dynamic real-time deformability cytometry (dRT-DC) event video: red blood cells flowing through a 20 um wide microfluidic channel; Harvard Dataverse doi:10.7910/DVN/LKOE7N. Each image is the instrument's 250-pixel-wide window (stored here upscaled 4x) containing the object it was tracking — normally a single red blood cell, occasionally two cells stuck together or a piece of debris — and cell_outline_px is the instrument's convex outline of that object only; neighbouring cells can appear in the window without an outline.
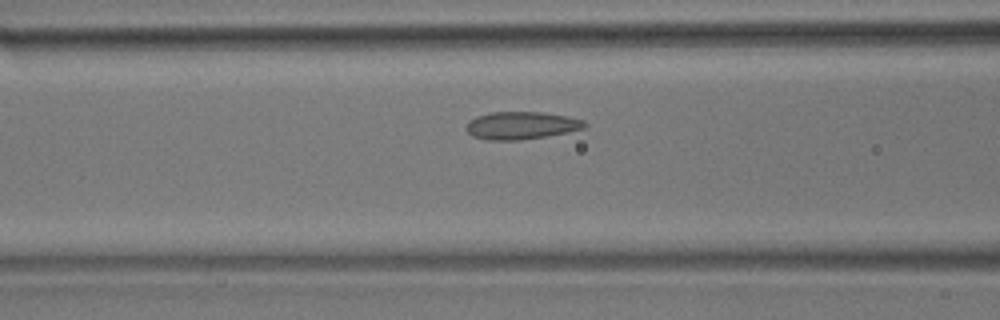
{"species": "common noctule bat (a hibernating species)", "species_latin": "Nyctalus noctula", "temperature_condition": "room temperature", "stored_images_in_passage": 31, "camera_frame_rate_fps": 3000, "um_per_image_px": 0.085, "animal": {"sex": "male", "body_mass_g": 17.9}, "frame": {"image": 1, "passage_image": 10, "time_ms": 3.0, "image_size_px": [1000, 320], "cell_outline_px": [[588, 124], [584, 128], [568, 132], [520, 140], [484, 140], [472, 136], [464, 128], [468, 120], [476, 116], [492, 112], [540, 112], [568, 116], [584, 120]], "centroid_in_image_um": [44.27, 10.66], "position_along_channel_um": 122.3, "area_um2": 19.19}}
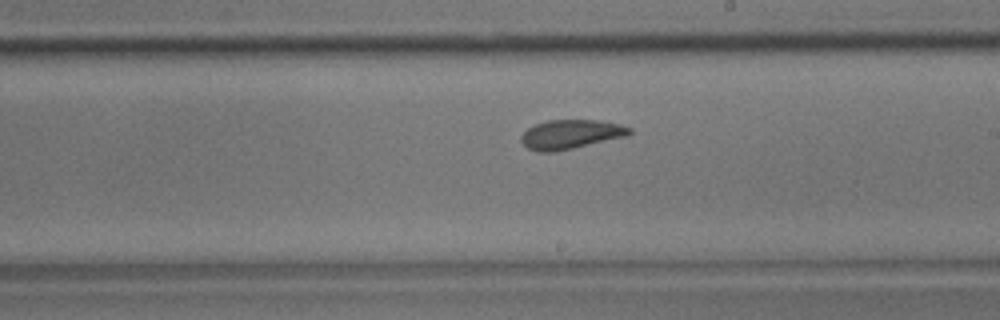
{"frame": {"image": 2, "passage_image": 19, "time_ms": 6.0, "image_size_px": [1000, 320], "cell_outline_px": [[632, 132], [628, 136], [556, 152], [536, 152], [528, 148], [520, 140], [520, 136], [528, 128], [536, 124], [548, 120], [600, 120], [620, 124], [632, 128]], "centroid_in_image_um": [48.53, 11.42], "position_along_channel_um": 240.5, "area_um2": 18.61}}
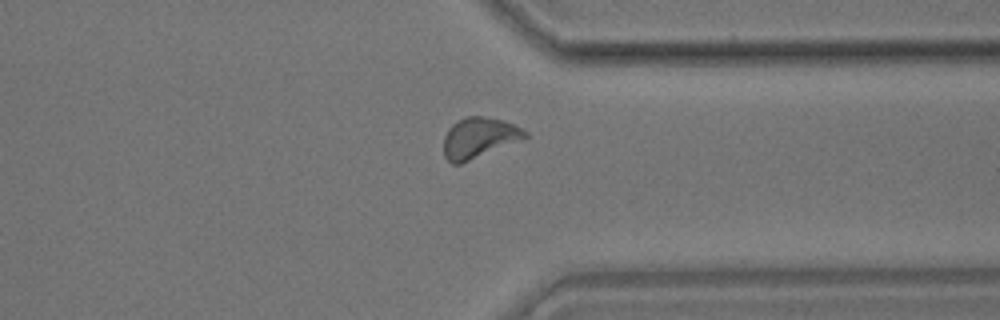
{"frame": {"image": 3, "passage_image": 29, "time_ms": 9.333, "image_size_px": [1000, 320], "cell_outline_px": [[528, 136], [460, 164], [452, 164], [444, 156], [444, 136], [448, 128], [456, 120], [468, 116], [480, 116], [500, 120], [512, 124], [528, 132]], "centroid_in_image_um": [40.65, 11.7], "position_along_channel_um": 370.8, "area_um2": 18.73}}